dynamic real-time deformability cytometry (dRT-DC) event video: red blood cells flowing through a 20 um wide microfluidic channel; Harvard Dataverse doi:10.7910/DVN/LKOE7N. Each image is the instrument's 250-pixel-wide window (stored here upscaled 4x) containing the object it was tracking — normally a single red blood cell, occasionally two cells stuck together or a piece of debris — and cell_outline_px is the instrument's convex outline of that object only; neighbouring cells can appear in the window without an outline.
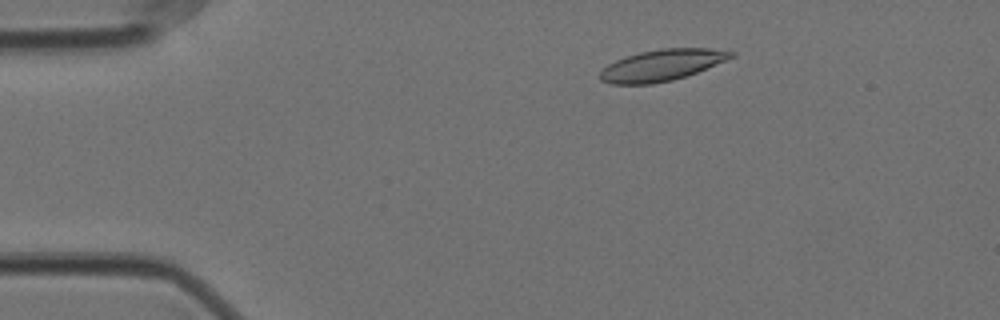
{"species": "Egyptian fruit bat (a non-hibernating species)", "species_latin": "Rousettus aegyptiacus", "temperature_condition": "cold", "stored_images_in_passage": 48, "camera_frame_rate_fps": 3000, "um_per_image_px": 0.085, "animal": {"sex": "female"}, "frame": {"image": 1, "passage_image": 1, "time_ms": 0.0, "image_size_px": [1000, 320], "cell_outline_px": [[736, 56], [696, 72], [672, 80], [652, 84], [612, 84], [600, 80], [600, 72], [608, 64], [616, 60], [640, 52], [664, 48], [708, 48], [736, 52]], "centroid_in_image_um": [56.26, 5.54], "position_along_channel_um": 28.7, "area_um2": 23.64}}
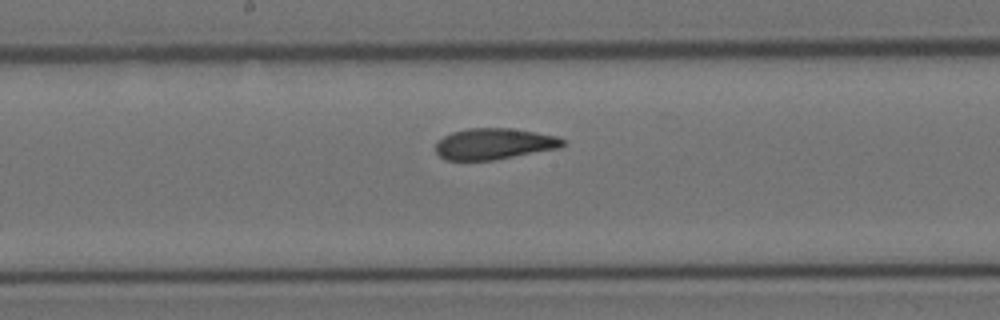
{"frame": {"image": 2, "passage_image": 21, "time_ms": 6.667, "image_size_px": [1000, 320], "cell_outline_px": [[564, 144], [560, 148], [492, 160], [444, 160], [436, 152], [436, 144], [444, 136], [452, 132], [468, 128], [512, 128], [536, 132], [556, 136], [564, 140]], "centroid_in_image_um": [41.99, 12.22], "position_along_channel_um": 206.2, "area_um2": 22.95}}
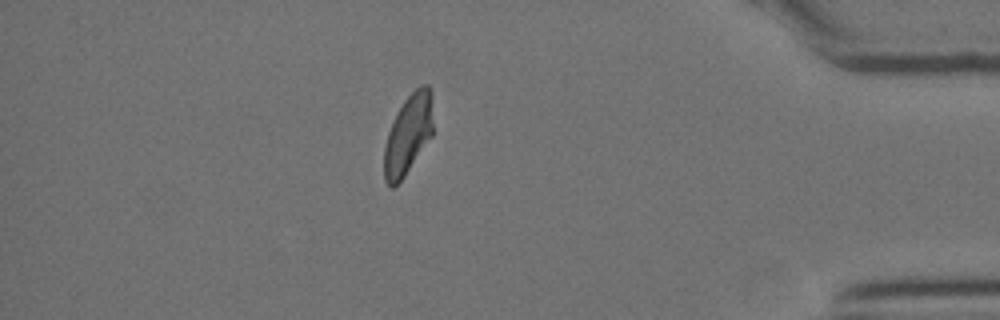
{"frame": {"image": 3, "passage_image": 41, "time_ms": 13.333, "image_size_px": [1000, 320], "cell_outline_px": [[432, 136], [404, 176], [392, 188], [384, 180], [384, 148], [388, 132], [396, 112], [404, 100], [420, 84], [428, 84], [432, 120]], "centroid_in_image_um": [34.66, 11.45], "position_along_channel_um": 400.5, "area_um2": 22.31}, "authors_computed_cell_mechanics": {"area_um2": 23.6402, "velocity_mm_per_s": 3.5165, "shape_relaxation_time_tau1_ms": 6.5464, "shape_relaxation_time_tau2_ms": 1.937, "deformation_change_tau1": 0.1594, "deformation_change_tau2": 0.0778}}